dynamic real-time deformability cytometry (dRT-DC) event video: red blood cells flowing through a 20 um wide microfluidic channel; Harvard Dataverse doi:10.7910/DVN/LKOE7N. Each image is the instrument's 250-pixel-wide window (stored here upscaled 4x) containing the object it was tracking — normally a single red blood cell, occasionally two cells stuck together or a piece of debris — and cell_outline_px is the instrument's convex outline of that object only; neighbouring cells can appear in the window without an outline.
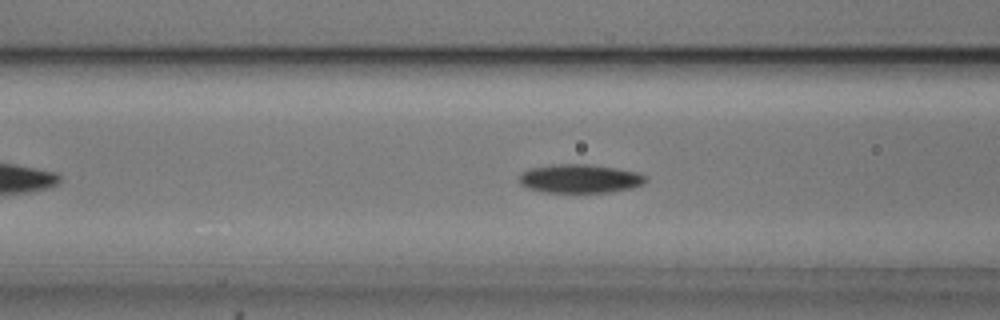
{"species": "common noctule bat (a hibernating species)", "species_latin": "Nyctalus noctula", "temperature_condition": "cold", "stored_images_in_passage": 46, "camera_frame_rate_fps": 3000, "um_per_image_px": 0.085, "animal": {"sex": "male", "body_mass_g": 20.5, "forearm_length_mm": 52.5}, "frame": {"image": 1, "passage_image": 13, "time_ms": 4.0, "image_size_px": [1000, 320], "cell_outline_px": [[648, 180], [640, 184], [628, 188], [608, 192], [544, 192], [528, 188], [520, 184], [520, 172], [528, 168], [552, 164], [588, 164], [616, 168], [636, 172], [648, 176]], "centroid_in_image_um": [49.24, 15.17], "position_along_channel_um": 117.4, "area_um2": 21.1}}
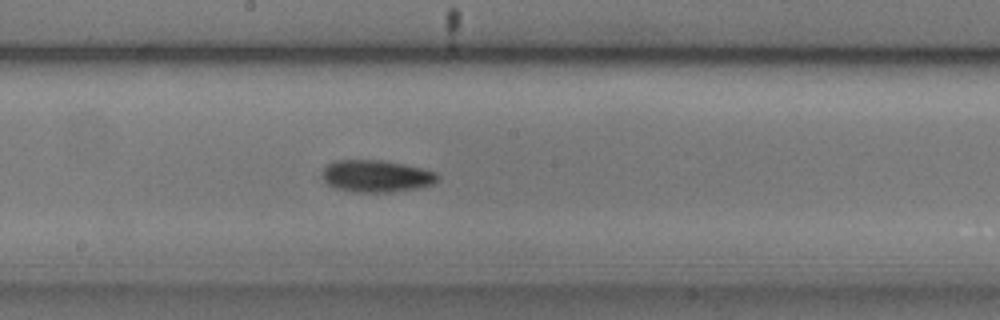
{"frame": {"image": 2, "passage_image": 21, "time_ms": 6.667, "image_size_px": [1000, 320], "cell_outline_px": [[440, 180], [432, 184], [416, 188], [388, 192], [352, 192], [336, 188], [328, 184], [324, 180], [324, 168], [328, 164], [336, 160], [384, 160], [404, 164], [436, 172], [440, 176]], "centroid_in_image_um": [32.02, 14.96], "position_along_channel_um": 216.2, "area_um2": 21.44}}
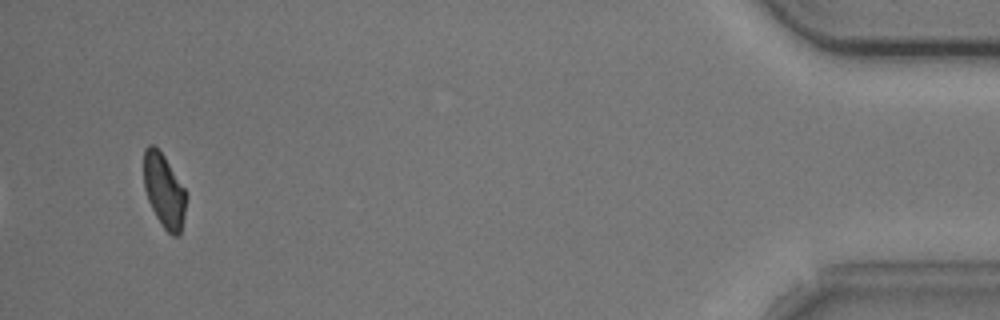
{"frame": {"image": 3, "passage_image": 44, "time_ms": 14.333, "image_size_px": [1000, 320], "cell_outline_px": [[188, 196], [180, 236], [172, 236], [164, 228], [156, 216], [148, 200], [144, 188], [144, 148], [148, 144], [152, 144], [164, 156], [184, 188]], "centroid_in_image_um": [13.96, 16.23], "position_along_channel_um": 421.2, "area_um2": 18.21}, "authors_computed_cell_mechanics": {"area_um2": 19.9699, "velocity_mm_per_s": 3.6991, "shape_relaxation_time_tau1_ms": 2.2924, "shape_relaxation_time_tau2_ms": null, "deformation_change_tau1": 0.114, "deformation_change_tau2": null}}